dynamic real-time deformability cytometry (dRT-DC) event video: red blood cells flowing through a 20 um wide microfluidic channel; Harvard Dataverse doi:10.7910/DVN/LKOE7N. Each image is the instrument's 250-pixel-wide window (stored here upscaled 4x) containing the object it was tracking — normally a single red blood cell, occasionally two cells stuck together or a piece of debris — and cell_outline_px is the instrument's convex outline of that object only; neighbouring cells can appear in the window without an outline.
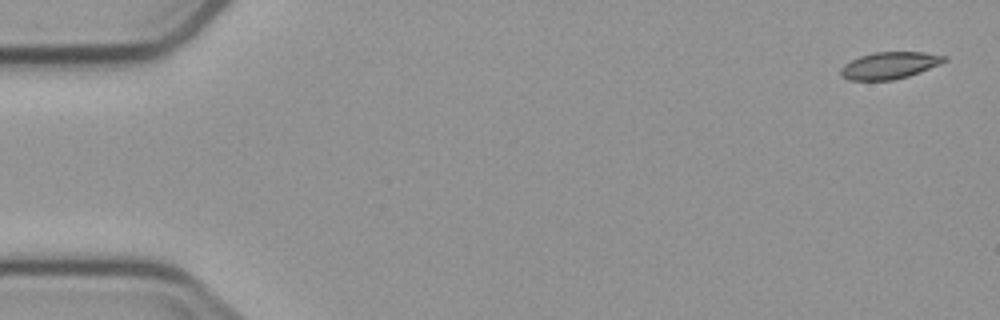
{"species": "common noctule bat (a hibernating species)", "species_latin": "Nyctalus noctula", "temperature_condition": "cold", "stored_images_in_passage": 4, "camera_frame_rate_fps": 3000, "um_per_image_px": 0.085, "animal": {"sex": "male", "body_mass_g": 23.1, "forearm_length_mm": 52.7}, "frame": {"image": 1, "passage_image": 1, "time_ms": 0.0, "image_size_px": [1000, 320], "cell_outline_px": [[948, 60], [940, 64], [920, 72], [908, 76], [892, 80], [848, 80], [840, 72], [840, 68], [844, 64], [860, 56], [876, 52], [924, 52], [948, 56]], "centroid_in_image_um": [75.65, 5.55], "position_along_channel_um": 9.4, "area_um2": 16.18}}